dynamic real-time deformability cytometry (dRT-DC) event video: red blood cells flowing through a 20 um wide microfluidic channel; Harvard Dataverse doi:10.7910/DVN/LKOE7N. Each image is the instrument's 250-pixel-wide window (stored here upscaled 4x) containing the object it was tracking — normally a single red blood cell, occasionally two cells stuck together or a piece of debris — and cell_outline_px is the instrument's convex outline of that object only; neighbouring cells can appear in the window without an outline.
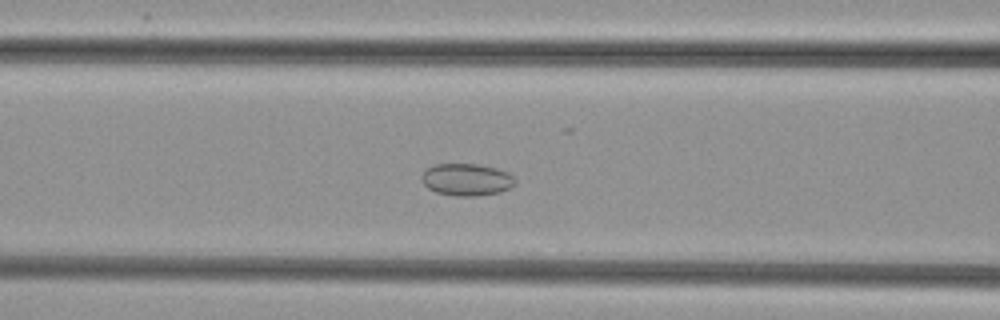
{"species": "common noctule bat (a hibernating species)", "species_latin": "Nyctalus noctula", "temperature_condition": "cold", "stored_images_in_passage": 49, "camera_frame_rate_fps": 3000, "um_per_image_px": 0.085, "animal": {"sex": "female", "body_mass_g": 29.2, "forearm_length_mm": 56.3}, "frame": {"image": 1, "passage_image": 18, "time_ms": 5.667, "image_size_px": [1000, 320], "cell_outline_px": [[516, 184], [512, 188], [500, 192], [476, 196], [456, 196], [436, 192], [428, 188], [420, 180], [420, 176], [424, 168], [432, 164], [476, 164], [496, 168], [508, 172], [516, 180]], "centroid_in_image_um": [39.63, 15.26], "position_along_channel_um": 127.0, "area_um2": 17.86}}
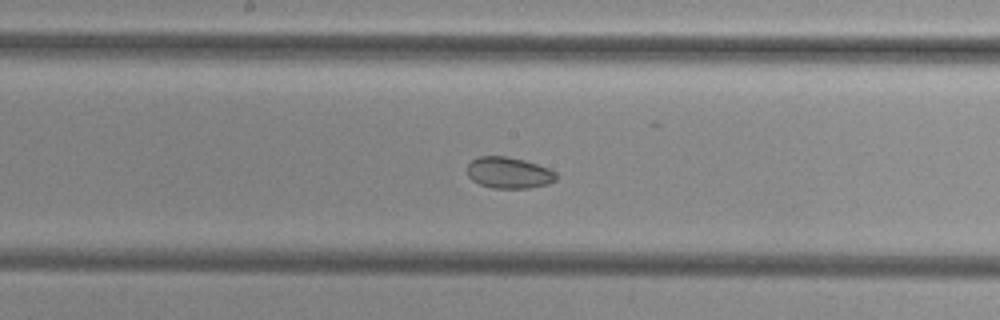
{"frame": {"image": 2, "passage_image": 24, "time_ms": 7.667, "image_size_px": [1000, 320], "cell_outline_px": [[556, 180], [548, 184], [528, 188], [492, 188], [480, 184], [472, 180], [468, 176], [468, 164], [472, 160], [480, 156], [508, 156], [524, 160], [548, 168], [556, 172]], "centroid_in_image_um": [43.25, 14.68], "position_along_channel_um": 204.9, "area_um2": 16.18}}
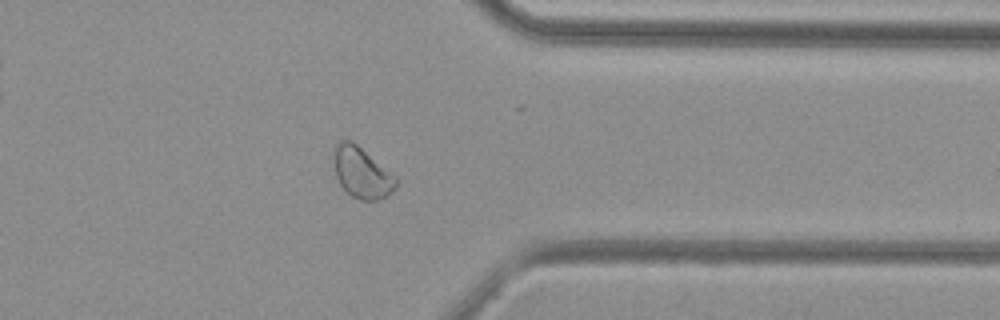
{"frame": {"image": 3, "passage_image": 38, "time_ms": 12.333, "image_size_px": [1000, 320], "cell_outline_px": [[396, 188], [392, 192], [376, 200], [360, 200], [352, 196], [340, 184], [336, 176], [332, 164], [332, 148], [340, 140], [352, 140], [396, 176]], "centroid_in_image_um": [30.7, 14.64], "position_along_channel_um": 380.7, "area_um2": 18.61}}